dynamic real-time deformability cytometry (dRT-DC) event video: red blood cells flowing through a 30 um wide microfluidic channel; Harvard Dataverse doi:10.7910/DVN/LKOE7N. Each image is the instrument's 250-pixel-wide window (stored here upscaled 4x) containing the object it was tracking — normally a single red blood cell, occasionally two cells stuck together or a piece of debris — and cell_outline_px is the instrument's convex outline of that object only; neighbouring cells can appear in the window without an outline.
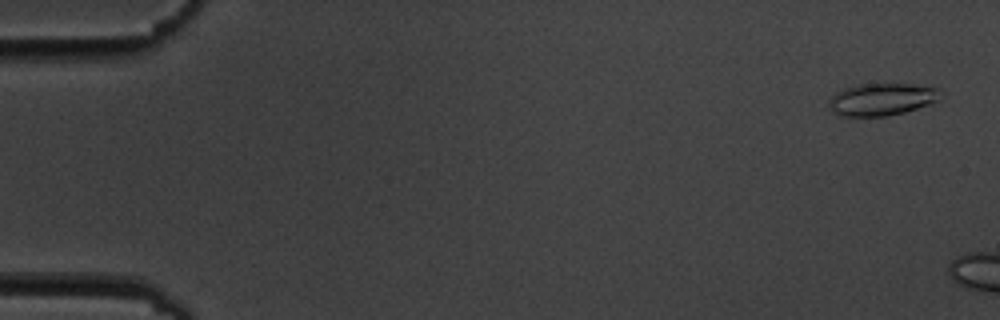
{"species": "common noctule bat (a hibernating species)", "species_latin": "Nyctalus noctula", "temperature_condition": "cold", "stored_images_in_passage": 3, "camera_frame_rate_fps": 3000, "um_per_image_px": 0.085, "animal": {"sex": "male", "body_mass_g": 19.5, "forearm_length_mm": 54.6}, "frame": {"image": 1, "passage_image": 1, "time_ms": 0.0, "image_size_px": [1000, 320], "cell_outline_px": [[944, 92], [940, 100], [904, 112], [884, 116], [840, 116], [832, 112], [828, 104], [828, 100], [836, 92], [844, 88], [860, 84], [912, 84], [936, 88]], "centroid_in_image_um": [74.94, 8.44], "position_along_channel_um": 10.1, "area_um2": 21.04}}